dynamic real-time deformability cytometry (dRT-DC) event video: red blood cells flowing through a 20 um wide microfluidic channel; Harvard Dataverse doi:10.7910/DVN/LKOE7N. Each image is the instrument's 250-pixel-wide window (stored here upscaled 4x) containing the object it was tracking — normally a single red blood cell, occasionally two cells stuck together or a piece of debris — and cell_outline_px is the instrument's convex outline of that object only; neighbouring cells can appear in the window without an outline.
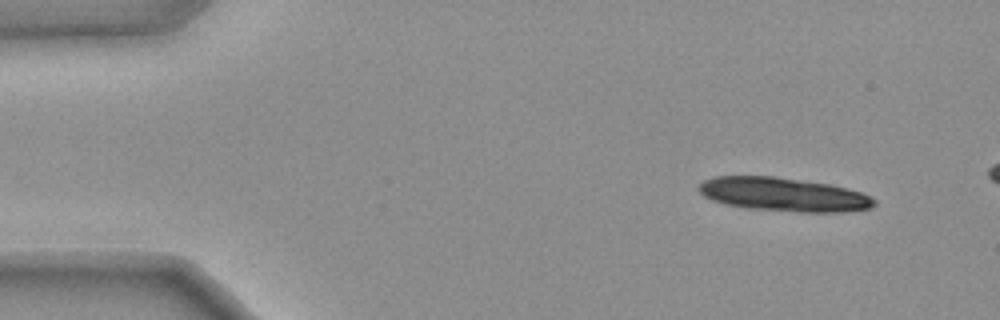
{"species": "common noctule bat (a hibernating species)", "species_latin": "Nyctalus noctula", "temperature_condition": "warm", "stored_images_in_passage": 11, "camera_frame_rate_fps": 3000, "um_per_image_px": 0.085, "animal": {"sex": "female", "body_mass_g": 25.1}, "frame": {"image": 1, "passage_image": 4, "time_ms": 1.0, "image_size_px": [1000, 320], "cell_outline_px": [[872, 204], [864, 208], [780, 208], [736, 204], [720, 200], [708, 196], [700, 188], [708, 180], [724, 176], [760, 176], [820, 184], [840, 188], [856, 192], [868, 196], [872, 200]], "centroid_in_image_um": [66.47, 16.44], "position_along_channel_um": 18.5, "area_um2": 28.84}}